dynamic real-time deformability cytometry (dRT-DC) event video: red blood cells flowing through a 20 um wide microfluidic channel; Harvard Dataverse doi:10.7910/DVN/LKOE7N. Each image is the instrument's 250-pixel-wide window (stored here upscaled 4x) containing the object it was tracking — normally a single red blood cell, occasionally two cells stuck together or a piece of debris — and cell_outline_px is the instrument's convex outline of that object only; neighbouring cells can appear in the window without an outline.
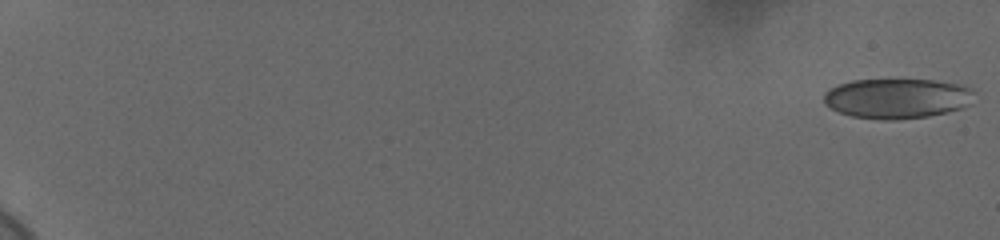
{"species": "human", "species_latin": "Homo sapiens", "temperature_condition": "cold", "stored_images_in_passage": 59, "camera_frame_rate_fps": 3000, "um_per_image_px": 0.085, "donor": {"sex": "female"}, "frame": {"image": 1, "passage_image": 1, "time_ms": 0.0, "image_size_px": [1000, 240], "cell_outline_px": [[976, 92], [972, 104], [964, 108], [948, 112], [928, 116], [896, 120], [884, 120], [852, 116], [840, 112], [824, 104], [824, 92], [828, 88], [836, 84], [852, 80], [932, 80], [960, 84], [972, 88]], "centroid_in_image_um": [76.29, 8.36], "position_along_channel_um": 8.7, "area_um2": 35.55}}
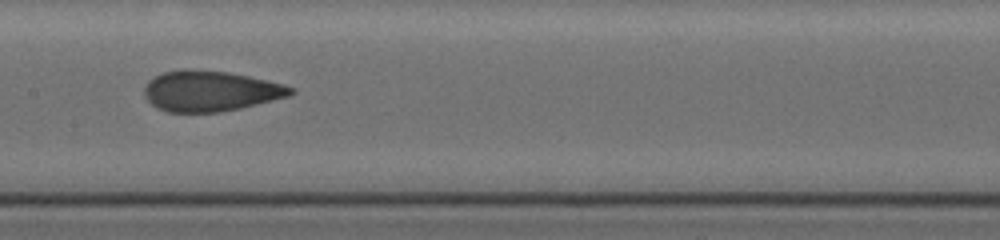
{"frame": {"image": 2, "passage_image": 34, "time_ms": 11.0, "image_size_px": [1000, 240], "cell_outline_px": [[296, 92], [292, 96], [240, 108], [220, 112], [168, 112], [156, 108], [144, 96], [144, 88], [148, 80], [164, 72], [184, 68], [228, 72], [248, 76], [284, 84], [296, 88]], "centroid_in_image_um": [17.91, 7.74], "position_along_channel_um": 189.5, "area_um2": 34.85}}
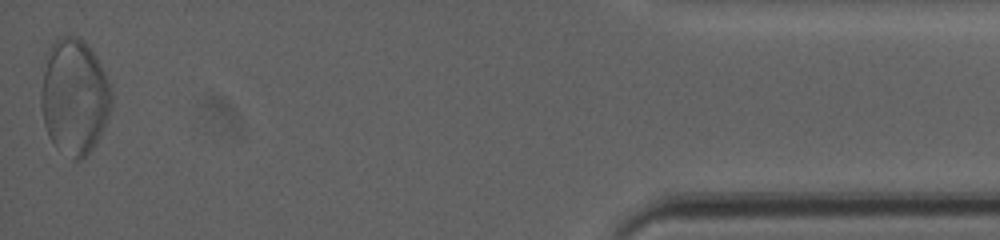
{"frame": {"image": 3, "passage_image": 59, "time_ms": 19.333, "image_size_px": [1000, 240], "cell_outline_px": [[112, 104], [104, 128], [96, 144], [80, 160], [72, 160], [56, 148], [48, 136], [44, 124], [40, 104], [40, 92], [48, 48], [60, 36], [76, 36], [84, 40], [88, 44], [96, 56], [108, 80], [112, 92]], "centroid_in_image_um": [6.31, 8.23], "position_along_channel_um": 428.9, "area_um2": 47.92}, "authors_computed_cell_mechanics": {"area_um2": 34.969, "velocity_mm_per_s": 3.6654, "shape_relaxation_time_tau1_ms": 6.4161, "shape_relaxation_time_tau2_ms": 1.1144, "deformation_change_tau1": 0.15, "deformation_change_tau2": 0.0712}}